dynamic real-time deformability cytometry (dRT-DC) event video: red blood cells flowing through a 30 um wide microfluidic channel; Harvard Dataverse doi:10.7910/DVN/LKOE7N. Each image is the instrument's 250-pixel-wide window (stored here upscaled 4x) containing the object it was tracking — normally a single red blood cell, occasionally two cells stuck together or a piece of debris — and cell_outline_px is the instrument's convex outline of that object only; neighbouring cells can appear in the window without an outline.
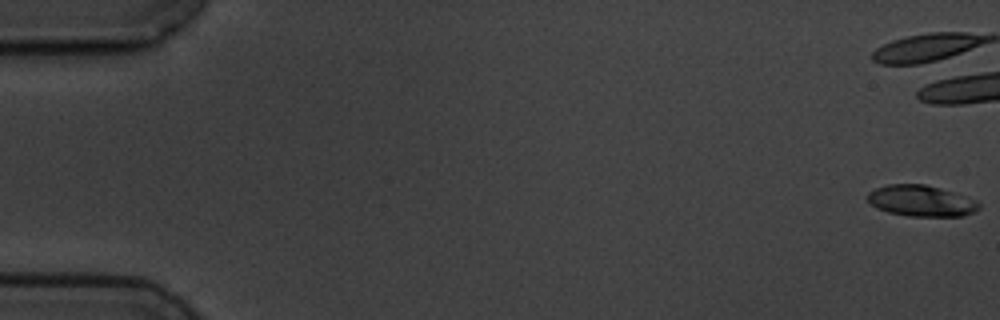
{"species": "common noctule bat (a hibernating species)", "species_latin": "Nyctalus noctula", "temperature_condition": "cold", "stored_images_in_passage": 8, "camera_frame_rate_fps": 3000, "um_per_image_px": 0.085, "animal": {"sex": "male", "body_mass_g": 19.5, "forearm_length_mm": 54.6}, "frame": {"image": 1, "passage_image": 1, "time_ms": 0.0, "image_size_px": [1000, 320], "cell_outline_px": [[980, 208], [976, 212], [964, 216], [908, 216], [888, 212], [876, 208], [868, 200], [868, 192], [876, 188], [888, 184], [924, 184], [940, 188], [976, 200], [980, 204]], "centroid_in_image_um": [78.32, 17.08], "position_along_channel_um": 6.7, "area_um2": 20.17}}
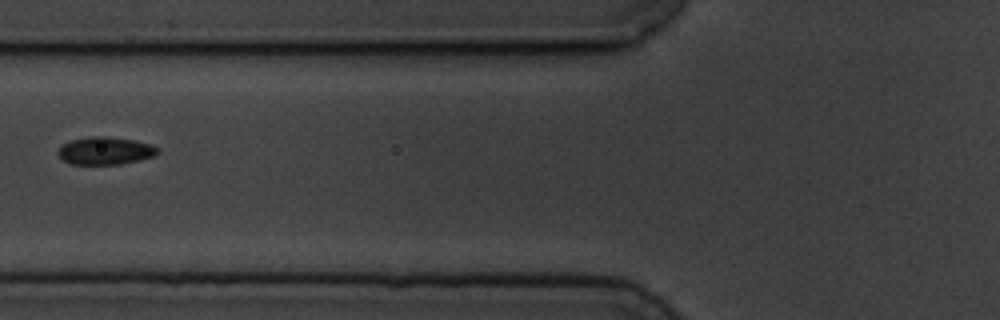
{"frame": {"image": 2, "passage_image": 8, "time_ms": 9.0, "image_size_px": [1000, 320], "cell_outline_px": [[160, 152], [156, 156], [140, 160], [120, 164], [72, 164], [64, 160], [56, 152], [60, 144], [72, 140], [92, 136], [104, 136], [136, 140], [152, 144]], "centroid_in_image_um": [8.96, 12.81], "position_along_channel_um": 116.8, "area_um2": 16.18}}